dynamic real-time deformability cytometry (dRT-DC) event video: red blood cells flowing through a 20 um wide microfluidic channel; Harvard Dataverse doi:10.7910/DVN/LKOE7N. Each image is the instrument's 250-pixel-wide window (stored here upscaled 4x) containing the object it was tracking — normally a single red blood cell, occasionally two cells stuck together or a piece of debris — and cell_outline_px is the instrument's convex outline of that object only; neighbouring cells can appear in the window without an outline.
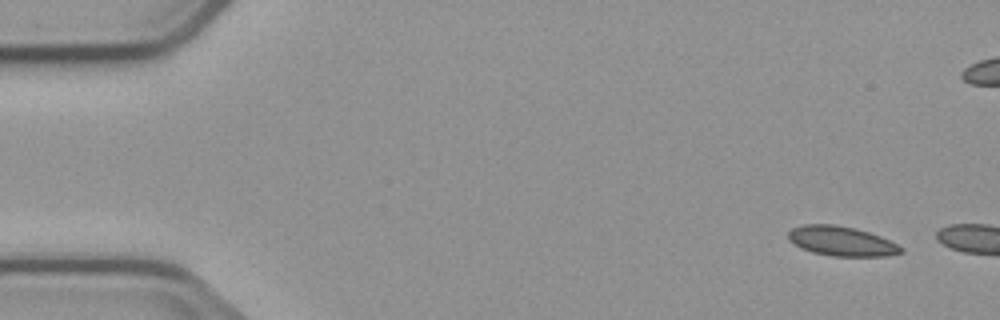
{"species": "common noctule bat (a hibernating species)", "species_latin": "Nyctalus noctula", "temperature_condition": "cold", "stored_images_in_passage": 3, "camera_frame_rate_fps": 3000, "um_per_image_px": 0.085, "animal": {"sex": "male", "body_mass_g": 23.1, "forearm_length_mm": 52.7}, "frame": {"image": 1, "passage_image": 1, "time_ms": 0.0, "image_size_px": [1000, 320], "cell_outline_px": [[904, 252], [888, 256], [832, 256], [812, 252], [800, 248], [788, 240], [788, 232], [792, 228], [800, 224], [836, 224], [856, 228], [880, 236], [904, 248]], "centroid_in_image_um": [71.5, 20.49], "position_along_channel_um": 13.5, "area_um2": 19.65}}